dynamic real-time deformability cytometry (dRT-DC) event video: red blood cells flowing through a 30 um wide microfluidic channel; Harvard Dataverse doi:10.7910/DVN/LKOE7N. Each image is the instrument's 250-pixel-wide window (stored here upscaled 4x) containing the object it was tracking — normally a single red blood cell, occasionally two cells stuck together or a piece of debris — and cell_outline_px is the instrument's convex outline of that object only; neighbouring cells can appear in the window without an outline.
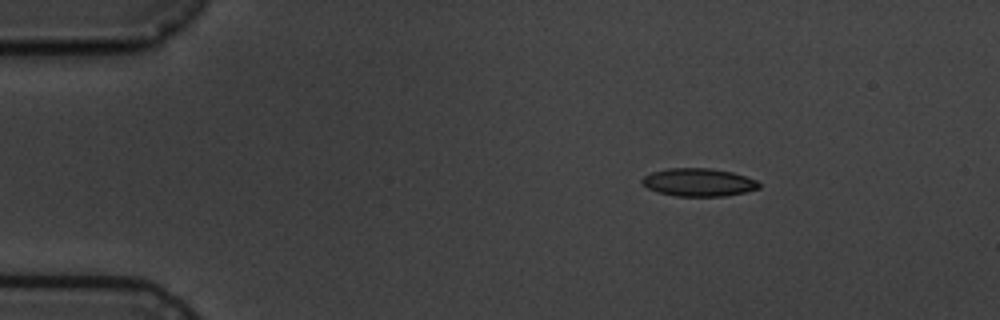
{"species": "common noctule bat (a hibernating species)", "species_latin": "Nyctalus noctula", "temperature_condition": "cold", "stored_images_in_passage": 4, "camera_frame_rate_fps": 3000, "um_per_image_px": 0.085, "animal": {"sex": "male", "body_mass_g": 19.5, "forearm_length_mm": 54.6}, "frame": {"image": 1, "passage_image": 2, "time_ms": 1.0, "image_size_px": [1000, 320], "cell_outline_px": [[760, 188], [744, 192], [724, 196], [676, 196], [660, 192], [648, 188], [640, 180], [644, 176], [652, 172], [668, 168], [712, 168], [732, 172], [756, 180], [760, 184]], "centroid_in_image_um": [59.38, 15.49], "position_along_channel_um": 25.6, "area_um2": 18.9}}